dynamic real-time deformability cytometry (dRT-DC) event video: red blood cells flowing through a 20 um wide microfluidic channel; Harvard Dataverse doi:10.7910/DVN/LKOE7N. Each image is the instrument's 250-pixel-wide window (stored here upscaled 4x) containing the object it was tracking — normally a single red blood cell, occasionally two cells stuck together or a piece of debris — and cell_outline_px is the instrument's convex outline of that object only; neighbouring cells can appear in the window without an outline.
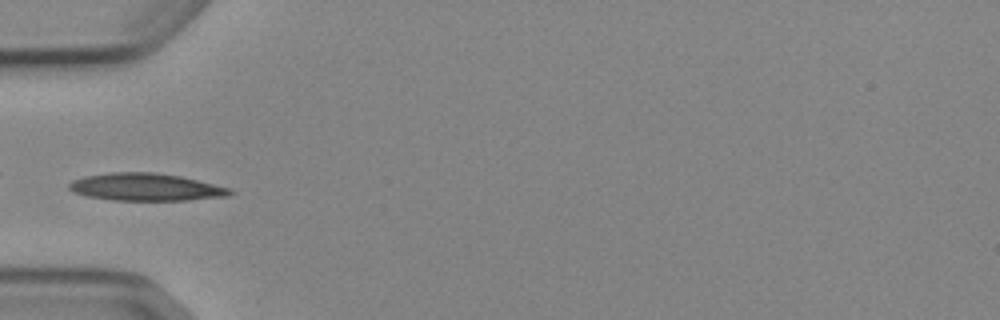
{"species": "Egyptian fruit bat (a non-hibernating species)", "species_latin": "Rousettus aegyptiacus", "temperature_condition": "cold", "stored_images_in_passage": 6, "camera_frame_rate_fps": 3000, "um_per_image_px": 0.085, "animal": {"sex": "female"}, "frame": {"image": 1, "passage_image": 6, "time_ms": 5.667, "image_size_px": [1000, 320], "cell_outline_px": [[232, 192], [228, 196], [188, 200], [112, 200], [88, 196], [72, 192], [68, 188], [68, 184], [72, 180], [84, 176], [112, 172], [156, 172], [180, 176], [232, 188]], "centroid_in_image_um": [12.37, 15.89], "position_along_channel_um": 72.6, "area_um2": 25.78}}